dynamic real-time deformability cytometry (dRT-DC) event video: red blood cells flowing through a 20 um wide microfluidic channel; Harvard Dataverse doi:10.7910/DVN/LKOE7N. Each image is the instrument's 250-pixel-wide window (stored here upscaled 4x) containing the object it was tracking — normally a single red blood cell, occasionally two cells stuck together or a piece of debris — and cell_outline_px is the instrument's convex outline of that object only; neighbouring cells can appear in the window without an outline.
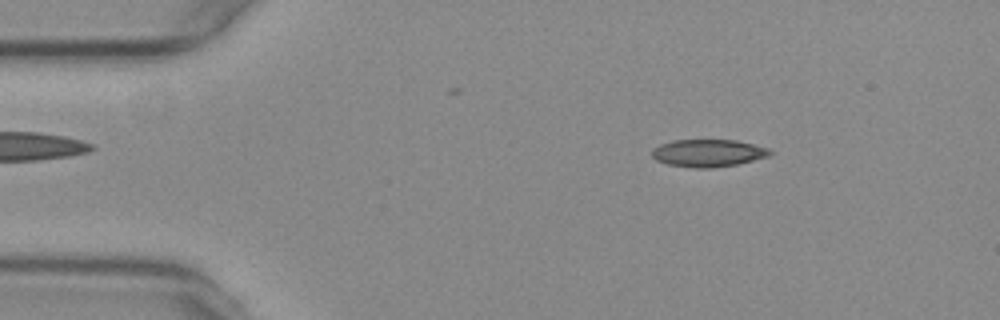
{"species": "common noctule bat (a hibernating species)", "species_latin": "Nyctalus noctula", "temperature_condition": "warm", "stored_images_in_passage": 54, "camera_frame_rate_fps": 3000, "um_per_image_px": 0.085, "animal": {"sex": "female", "body_mass_g": 29.2, "forearm_length_mm": 56.3}, "frame": {"image": 1, "passage_image": 7, "time_ms": 2.0, "image_size_px": [1000, 320], "cell_outline_px": [[772, 152], [768, 156], [736, 164], [712, 168], [696, 168], [668, 164], [656, 160], [652, 156], [652, 148], [660, 144], [672, 140], [736, 140], [768, 148]], "centroid_in_image_um": [60.15, 13.0], "position_along_channel_um": 24.9, "area_um2": 18.73}}
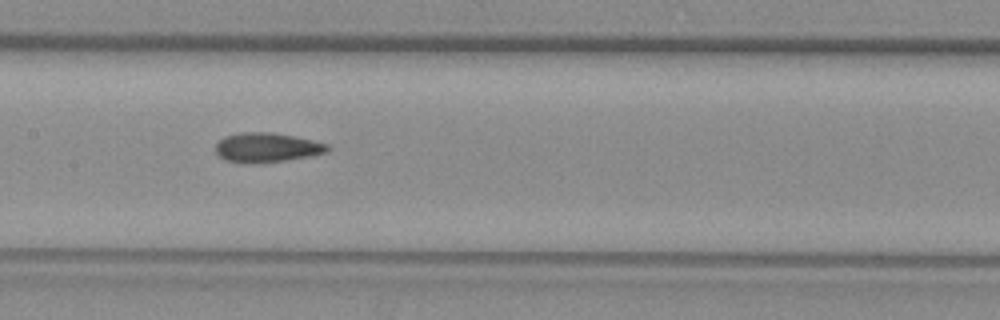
{"frame": {"image": 2, "passage_image": 25, "time_ms": 8.0, "image_size_px": [1000, 320], "cell_outline_px": [[332, 148], [324, 152], [308, 156], [284, 160], [224, 160], [216, 152], [216, 144], [224, 136], [240, 132], [268, 132], [292, 136], [312, 140], [328, 144]], "centroid_in_image_um": [22.7, 12.48], "position_along_channel_um": 184.7, "area_um2": 18.15}}
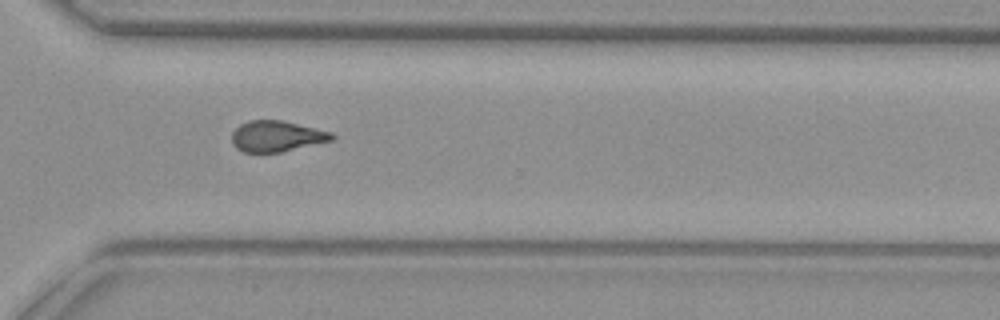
{"frame": {"image": 3, "passage_image": 38, "time_ms": 12.333, "image_size_px": [1000, 320], "cell_outline_px": [[336, 136], [332, 140], [280, 152], [244, 152], [236, 148], [232, 144], [232, 132], [240, 124], [248, 120], [284, 120], [332, 132]], "centroid_in_image_um": [23.5, 11.57], "position_along_channel_um": 347.1, "area_um2": 18.03}, "authors_computed_cell_mechanics": {"area_um2": 18.6116, "velocity_mm_per_s": 3.7572, "shape_relaxation_time_tau1_ms": null, "shape_relaxation_time_tau2_ms": 3.1748, "deformation_change_tau1": null, "deformation_change_tau2": 0.0985}}